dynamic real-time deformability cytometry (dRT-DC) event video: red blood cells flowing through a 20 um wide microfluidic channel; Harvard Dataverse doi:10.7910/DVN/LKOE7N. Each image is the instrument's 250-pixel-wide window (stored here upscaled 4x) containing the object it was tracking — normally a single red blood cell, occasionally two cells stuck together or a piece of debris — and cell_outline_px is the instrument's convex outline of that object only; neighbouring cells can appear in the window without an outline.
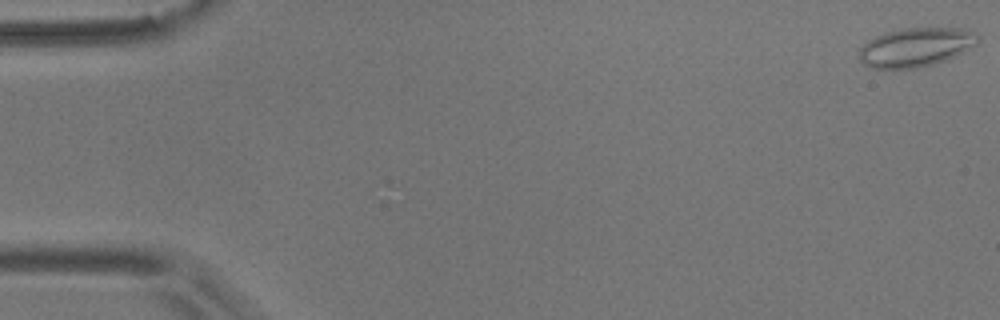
{"species": "common noctule bat (a hibernating species)", "species_latin": "Nyctalus noctula", "temperature_condition": "room temperature", "stored_images_in_passage": 20, "camera_frame_rate_fps": 3000, "um_per_image_px": 0.085, "animal": {"sex": "male", "body_mass_g": 17.9}, "frame": {"image": 1, "passage_image": 1, "time_ms": 0.0, "image_size_px": [1000, 320], "cell_outline_px": [[980, 40], [976, 44], [944, 60], [932, 64], [916, 68], [868, 68], [860, 60], [860, 48], [868, 40], [876, 36], [900, 28], [964, 28], [976, 32], [980, 36]], "centroid_in_image_um": [77.84, 4.0], "position_along_channel_um": 7.2, "area_um2": 26.7}}